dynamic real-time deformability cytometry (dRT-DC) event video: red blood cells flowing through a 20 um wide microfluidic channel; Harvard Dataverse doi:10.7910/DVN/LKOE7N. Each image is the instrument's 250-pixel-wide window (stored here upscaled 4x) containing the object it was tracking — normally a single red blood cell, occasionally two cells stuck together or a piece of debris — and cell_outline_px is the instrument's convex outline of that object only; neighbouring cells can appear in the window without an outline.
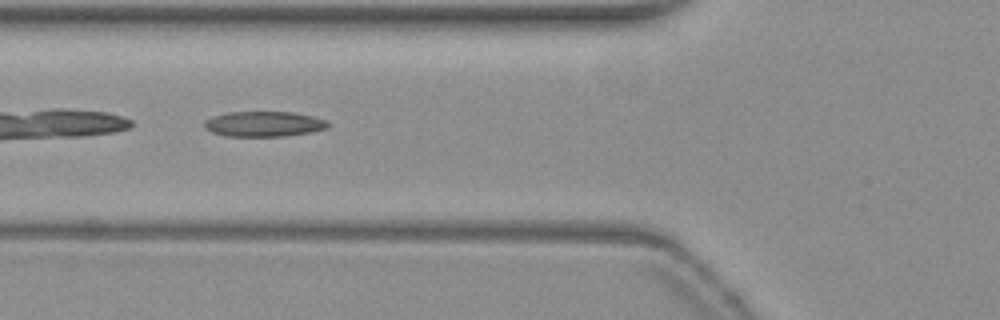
{"species": "common noctule bat (a hibernating species)", "species_latin": "Nyctalus noctula", "temperature_condition": "warm", "stored_images_in_passage": 53, "camera_frame_rate_fps": 3000, "um_per_image_px": 0.085, "animal": {"sex": "female", "body_mass_g": 19.3, "forearm_length_mm": 54.1}, "frame": {"image": 1, "passage_image": 19, "time_ms": 6.0, "image_size_px": [1000, 320], "cell_outline_px": [[332, 124], [328, 128], [312, 132], [284, 136], [224, 136], [212, 132], [204, 128], [204, 120], [212, 116], [228, 112], [292, 112], [312, 116], [328, 120]], "centroid_in_image_um": [22.45, 10.54], "position_along_channel_um": 103.3, "area_um2": 18.44}}
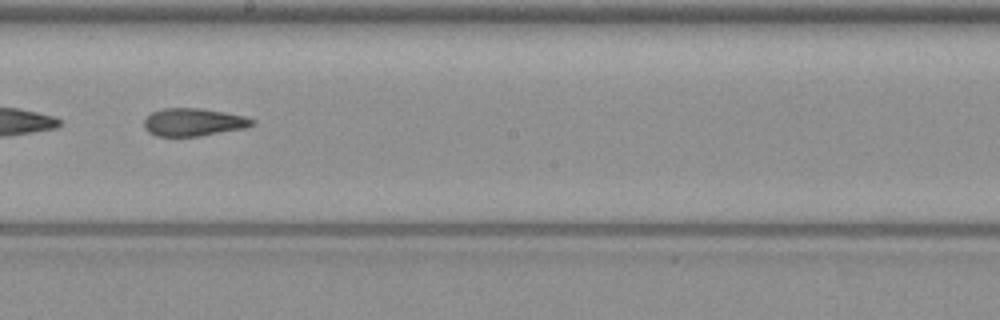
{"frame": {"image": 2, "passage_image": 29, "time_ms": 9.333, "image_size_px": [1000, 320], "cell_outline_px": [[256, 124], [244, 128], [200, 136], [156, 136], [148, 132], [144, 128], [144, 120], [152, 112], [164, 108], [200, 108], [224, 112], [244, 116], [256, 120]], "centroid_in_image_um": [16.45, 10.38], "position_along_channel_um": 231.8, "area_um2": 17.51}}
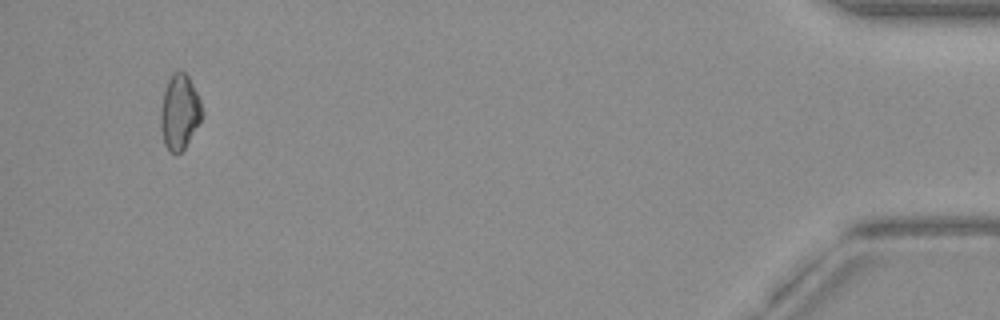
{"frame": {"image": 3, "passage_image": 51, "time_ms": 16.667, "image_size_px": [1000, 320], "cell_outline_px": [[204, 112], [200, 120], [184, 148], [176, 156], [168, 152], [164, 144], [160, 128], [160, 108], [164, 92], [168, 80], [172, 72], [180, 68], [188, 76], [200, 100]], "centroid_in_image_um": [15.23, 9.52], "position_along_channel_um": 420.0, "area_um2": 18.26}, "authors_computed_cell_mechanics": {"area_um2": 18.0336, "velocity_mm_per_s": 3.8434, "shape_relaxation_time_tau1_ms": null, "shape_relaxation_time_tau2_ms": 2.3824, "deformation_change_tau1": null, "deformation_change_tau2": 0.1081}}